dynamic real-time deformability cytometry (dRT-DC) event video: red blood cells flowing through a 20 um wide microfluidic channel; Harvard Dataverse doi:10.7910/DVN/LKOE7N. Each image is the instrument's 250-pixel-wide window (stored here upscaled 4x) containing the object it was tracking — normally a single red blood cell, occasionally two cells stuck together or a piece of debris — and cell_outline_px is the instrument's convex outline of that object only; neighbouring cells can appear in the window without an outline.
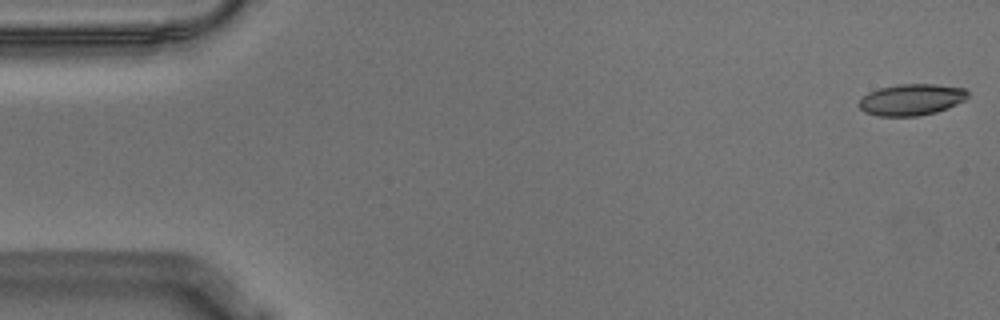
{"species": "Egyptian fruit bat (a non-hibernating species)", "species_latin": "Rousettus aegyptiacus", "temperature_condition": "warm", "stored_images_in_passage": 56, "camera_frame_rate_fps": 3000, "um_per_image_px": 0.085, "animal": {"sex": "male"}, "frame": {"image": 1, "passage_image": 1, "time_ms": 0.0, "image_size_px": [1000, 320], "cell_outline_px": [[968, 96], [964, 100], [956, 104], [936, 112], [916, 116], [876, 116], [864, 112], [860, 108], [860, 96], [868, 92], [880, 88], [900, 84], [936, 84], [964, 88], [968, 92]], "centroid_in_image_um": [77.44, 8.47], "position_along_channel_um": 7.6, "area_um2": 19.88}}
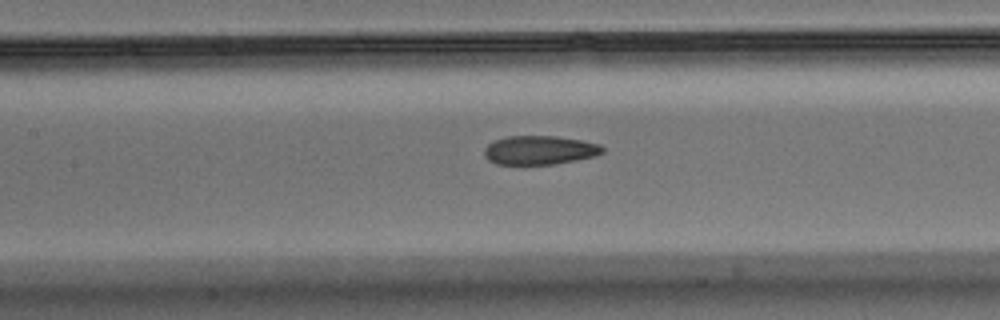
{"frame": {"image": 2, "passage_image": 25, "time_ms": 8.0, "image_size_px": [1000, 320], "cell_outline_px": [[604, 152], [596, 156], [576, 160], [552, 164], [496, 164], [488, 160], [484, 156], [484, 148], [492, 140], [508, 136], [556, 136], [580, 140], [600, 144], [604, 148]], "centroid_in_image_um": [45.85, 12.76], "position_along_channel_um": 161.6, "area_um2": 20.0}}
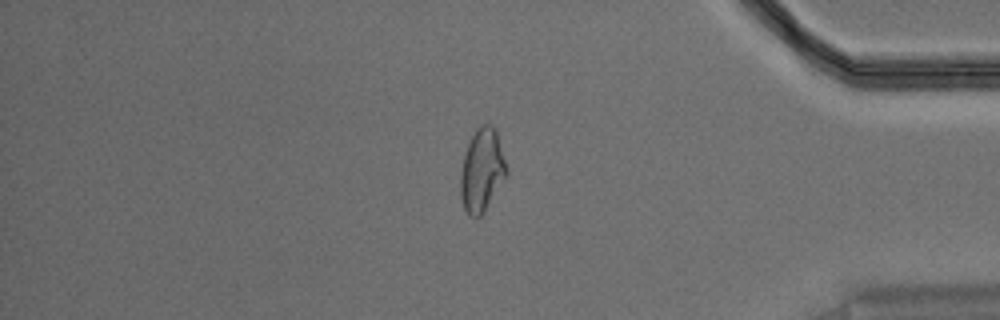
{"frame": {"image": 3, "passage_image": 47, "time_ms": 15.333, "image_size_px": [1000, 320], "cell_outline_px": [[508, 172], [484, 212], [476, 220], [468, 216], [464, 208], [460, 196], [460, 172], [464, 156], [468, 144], [476, 128], [480, 124], [492, 124], [496, 128], [508, 168]], "centroid_in_image_um": [40.96, 14.48], "position_along_channel_um": 394.2, "area_um2": 22.54}, "authors_computed_cell_mechanics": {"area_um2": 20.7791, "velocity_mm_per_s": 3.5722, "shape_relaxation_time_tau1_ms": null, "shape_relaxation_time_tau2_ms": 2.2677, "deformation_change_tau1": null, "deformation_change_tau2": 0.0815}}